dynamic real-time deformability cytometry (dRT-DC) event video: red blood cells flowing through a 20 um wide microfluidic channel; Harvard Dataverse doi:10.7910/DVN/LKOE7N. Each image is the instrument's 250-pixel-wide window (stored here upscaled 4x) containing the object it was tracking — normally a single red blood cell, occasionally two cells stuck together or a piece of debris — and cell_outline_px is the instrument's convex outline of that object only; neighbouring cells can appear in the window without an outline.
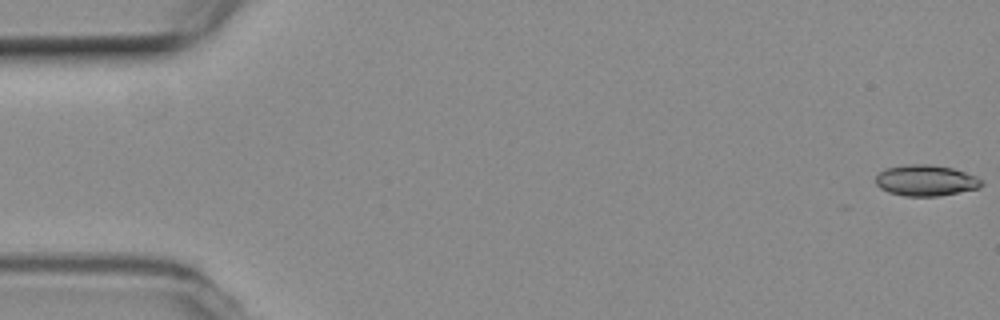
{"species": "common noctule bat (a hibernating species)", "species_latin": "Nyctalus noctula", "temperature_condition": "room temperature", "stored_images_in_passage": 14, "camera_frame_rate_fps": 3000, "um_per_image_px": 0.085, "animal": {"sex": "female", "body_mass_g": 19.3, "forearm_length_mm": 54.1}, "frame": {"image": 1, "passage_image": 1, "time_ms": 0.0, "image_size_px": [1000, 320], "cell_outline_px": [[984, 184], [980, 188], [940, 196], [904, 196], [888, 192], [880, 188], [876, 184], [876, 176], [884, 168], [904, 164], [928, 164], [952, 168], [976, 176], [984, 180]], "centroid_in_image_um": [78.71, 15.34], "position_along_channel_um": 6.3, "area_um2": 19.36}}
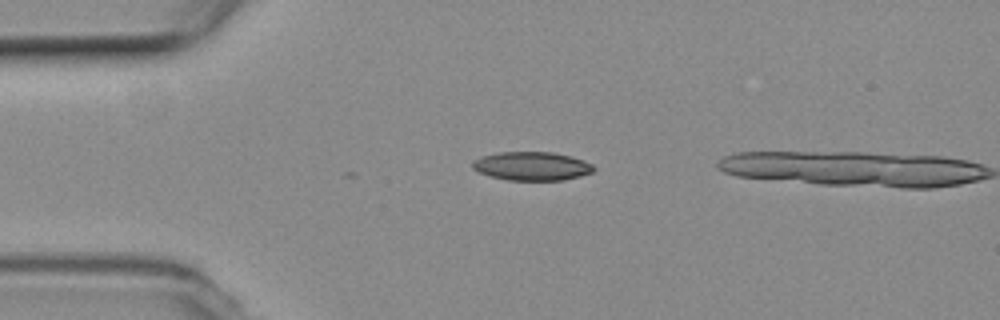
{"frame": {"image": 2, "passage_image": 13, "time_ms": 4.0, "image_size_px": [1000, 320], "cell_outline_px": [[596, 168], [592, 172], [580, 176], [564, 180], [508, 180], [492, 176], [480, 172], [472, 168], [472, 160], [480, 156], [500, 152], [552, 152], [572, 156], [584, 160], [592, 164]], "centroid_in_image_um": [45.22, 14.11], "position_along_channel_um": 39.8, "area_um2": 20.29}}